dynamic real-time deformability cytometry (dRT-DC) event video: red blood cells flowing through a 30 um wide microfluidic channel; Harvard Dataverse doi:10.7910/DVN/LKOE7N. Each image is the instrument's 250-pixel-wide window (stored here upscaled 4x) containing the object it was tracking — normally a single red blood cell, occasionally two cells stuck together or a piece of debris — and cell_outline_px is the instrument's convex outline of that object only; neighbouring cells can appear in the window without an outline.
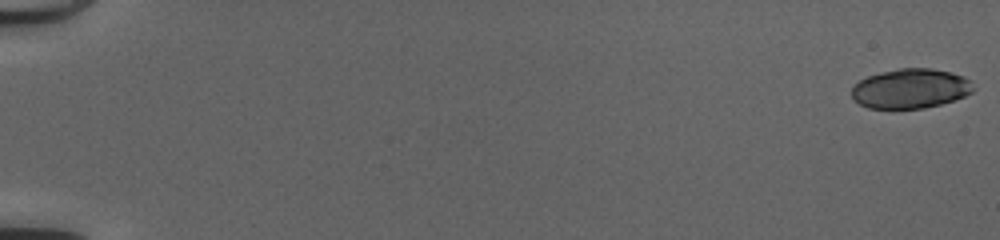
{"species": "common noctule bat (a hibernating species)", "species_latin": "Nyctalus noctula", "temperature_condition": "cold", "stored_images_in_passage": 51, "camera_frame_rate_fps": 3000, "um_per_image_px": 0.085, "animal": {"sex": "female", "body_mass_g": 20.0, "forearm_length_mm": 54.0}, "frame": {"image": 1, "passage_image": 1, "time_ms": 0.0, "image_size_px": [1000, 240], "cell_outline_px": [[976, 88], [972, 92], [964, 96], [940, 104], [924, 108], [868, 108], [852, 100], [852, 88], [860, 80], [868, 76], [880, 72], [900, 68], [932, 68], [952, 72], [964, 76]], "centroid_in_image_um": [77.39, 7.52], "position_along_channel_um": 7.6, "area_um2": 28.09}}
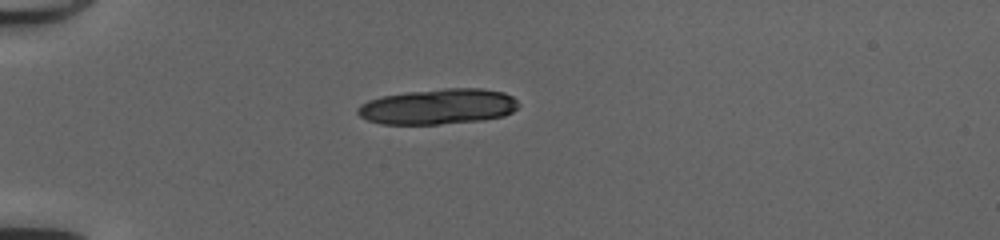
{"frame": {"image": 2, "passage_image": 16, "time_ms": 5.0, "image_size_px": [1000, 240], "cell_outline_px": [[520, 104], [512, 112], [504, 116], [484, 120], [440, 124], [380, 124], [368, 120], [360, 116], [356, 112], [356, 108], [360, 104], [368, 100], [380, 96], [404, 92], [444, 88], [484, 88], [504, 92], [512, 96]], "centroid_in_image_um": [37.23, 9.05], "position_along_channel_um": 47.8, "area_um2": 33.7}}
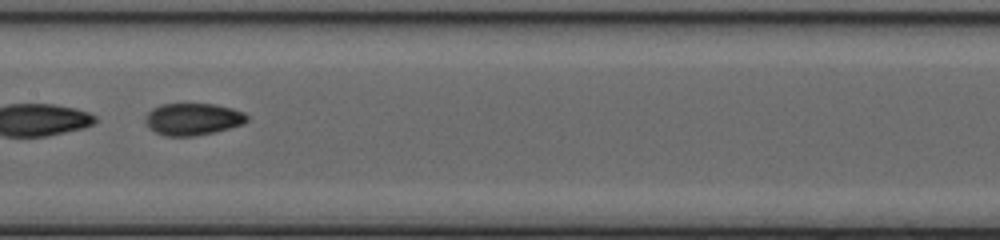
{"frame": {"image": 3, "passage_image": 29, "time_ms": 9.333, "image_size_px": [1000, 240], "cell_outline_px": [[248, 120], [244, 124], [216, 132], [192, 136], [164, 136], [148, 128], [144, 120], [144, 116], [152, 108], [160, 104], [216, 104], [232, 108], [244, 112], [248, 116]], "centroid_in_image_um": [16.38, 10.13], "position_along_channel_um": 191.0, "area_um2": 19.25}, "authors_computed_cell_mechanics": {"area_um2": 28.611, "velocity_mm_per_s": 4.1898, "shape_relaxation_time_tau1_ms": 3.6412, "shape_relaxation_time_tau2_ms": 3.4565, "deformation_change_tau1": 0.1561, "deformation_change_tau2": 0.0783}}